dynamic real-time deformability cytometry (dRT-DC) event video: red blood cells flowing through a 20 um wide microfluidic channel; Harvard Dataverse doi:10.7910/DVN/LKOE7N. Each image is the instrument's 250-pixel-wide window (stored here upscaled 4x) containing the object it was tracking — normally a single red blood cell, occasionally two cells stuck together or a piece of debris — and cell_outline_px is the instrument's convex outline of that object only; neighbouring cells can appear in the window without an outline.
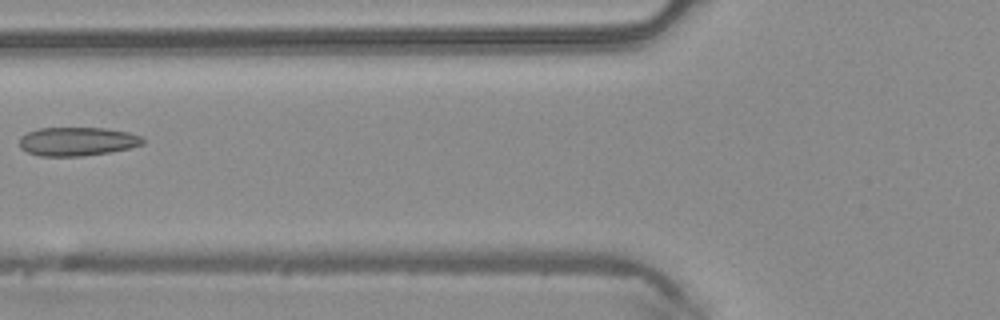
{"species": "common noctule bat (a hibernating species)", "species_latin": "Nyctalus noctula", "temperature_condition": "warm", "stored_images_in_passage": 6, "camera_frame_rate_fps": 3000, "um_per_image_px": 0.085, "animal": {"sex": "male", "body_mass_g": 20.4}, "frame": {"image": 1, "passage_image": 6, "time_ms": 1.667, "image_size_px": [1000, 320], "cell_outline_px": [[144, 144], [128, 148], [108, 152], [84, 156], [40, 156], [28, 152], [20, 148], [20, 136], [28, 132], [40, 128], [104, 128], [128, 132], [140, 136], [144, 140]], "centroid_in_image_um": [6.55, 12.02], "position_along_channel_um": 119.3, "area_um2": 20.52}}